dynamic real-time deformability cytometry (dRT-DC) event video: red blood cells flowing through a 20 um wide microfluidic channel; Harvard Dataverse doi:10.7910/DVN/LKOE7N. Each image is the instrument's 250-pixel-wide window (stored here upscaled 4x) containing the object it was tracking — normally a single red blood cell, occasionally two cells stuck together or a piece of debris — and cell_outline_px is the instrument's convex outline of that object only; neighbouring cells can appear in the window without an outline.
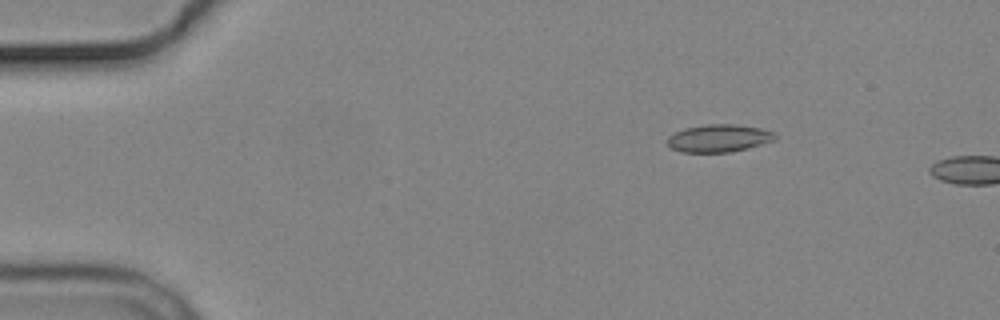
{"species": "common noctule bat (a hibernating species)", "species_latin": "Nyctalus noctula", "temperature_condition": "cold", "stored_images_in_passage": 2, "camera_frame_rate_fps": 3000, "um_per_image_px": 0.085, "animal": {"sex": "male", "body_mass_g": 19.2, "forearm_length_mm": 51.8}, "frame": {"image": 1, "passage_image": 1, "time_ms": 0.0, "image_size_px": [1000, 320], "cell_outline_px": [[776, 140], [748, 148], [732, 152], [680, 152], [672, 148], [668, 144], [668, 136], [684, 128], [708, 124], [736, 124], [760, 128], [776, 132]], "centroid_in_image_um": [61.14, 11.75], "position_along_channel_um": 23.9, "area_um2": 17.4}}